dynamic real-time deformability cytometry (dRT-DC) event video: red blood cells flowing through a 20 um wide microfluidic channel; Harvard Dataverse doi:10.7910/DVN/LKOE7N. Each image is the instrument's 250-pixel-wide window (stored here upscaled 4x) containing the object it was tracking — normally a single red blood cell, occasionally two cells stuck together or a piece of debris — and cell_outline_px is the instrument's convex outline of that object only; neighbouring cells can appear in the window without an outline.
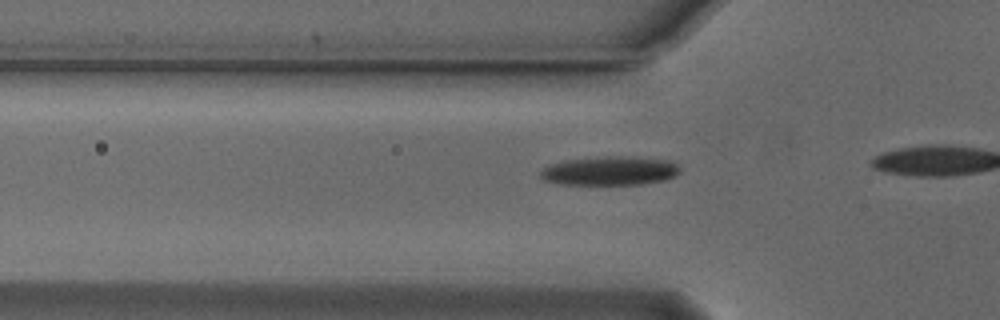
{"species": "Egyptian fruit bat (a non-hibernating species)", "species_latin": "Rousettus aegyptiacus", "temperature_condition": "cold", "stored_images_in_passage": 6, "camera_frame_rate_fps": 3000, "um_per_image_px": 0.085, "animal": {"sex": "male"}, "frame": {"image": 1, "passage_image": 3, "time_ms": 0.667, "image_size_px": [1000, 320], "cell_outline_px": [[680, 172], [676, 176], [664, 180], [640, 184], [560, 184], [544, 180], [540, 176], [540, 172], [544, 168], [552, 164], [564, 160], [608, 156], [624, 156], [668, 160], [676, 164], [680, 168]], "centroid_in_image_um": [51.85, 14.52], "position_along_channel_um": 73.9, "area_um2": 23.35}}